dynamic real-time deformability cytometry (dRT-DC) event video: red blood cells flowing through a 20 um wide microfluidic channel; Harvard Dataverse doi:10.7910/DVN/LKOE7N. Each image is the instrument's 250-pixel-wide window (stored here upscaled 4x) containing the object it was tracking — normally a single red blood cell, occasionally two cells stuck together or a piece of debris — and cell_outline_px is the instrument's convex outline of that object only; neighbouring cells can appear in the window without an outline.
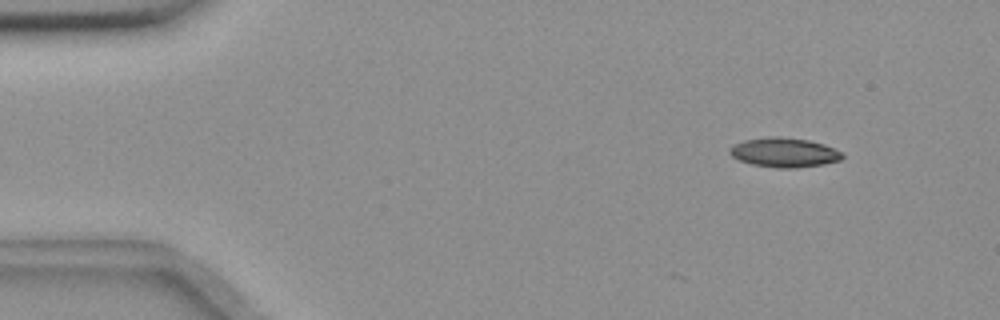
{"species": "common noctule bat (a hibernating species)", "species_latin": "Nyctalus noctula", "temperature_condition": "room temperature", "stored_images_in_passage": 2, "camera_frame_rate_fps": 3000, "um_per_image_px": 0.085, "animal": {"sex": "female", "body_mass_g": 18.4}, "frame": {"image": 1, "passage_image": 2, "time_ms": 0.333, "image_size_px": [1000, 320], "cell_outline_px": [[844, 156], [840, 160], [824, 164], [796, 168], [776, 168], [752, 164], [740, 160], [732, 156], [728, 152], [728, 148], [732, 144], [744, 140], [776, 136], [808, 140], [824, 144], [844, 152]], "centroid_in_image_um": [66.66, 12.96], "position_along_channel_um": 18.3, "area_um2": 19.42}}